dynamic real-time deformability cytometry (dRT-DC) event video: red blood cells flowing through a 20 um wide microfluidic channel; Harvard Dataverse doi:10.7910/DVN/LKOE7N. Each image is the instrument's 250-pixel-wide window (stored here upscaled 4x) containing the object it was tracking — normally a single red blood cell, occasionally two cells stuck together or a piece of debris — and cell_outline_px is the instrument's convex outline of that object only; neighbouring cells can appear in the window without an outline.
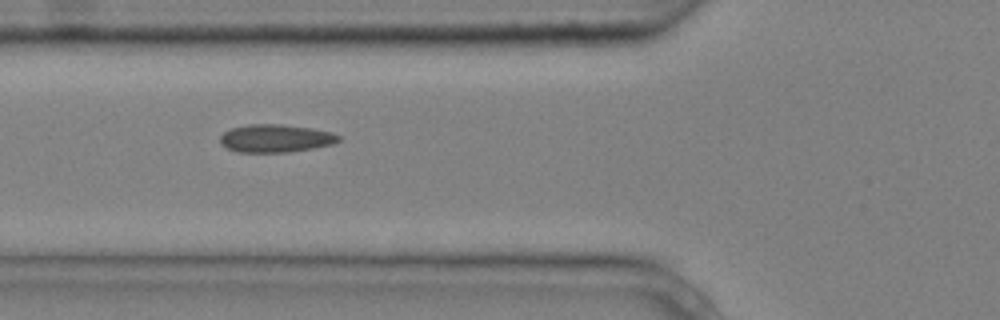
{"species": "common noctule bat (a hibernating species)", "species_latin": "Nyctalus noctula", "temperature_condition": "cold", "stored_images_in_passage": 6, "camera_frame_rate_fps": 3000, "um_per_image_px": 0.085, "animal": {"sex": "male", "body_mass_g": 20.4}, "frame": {"image": 1, "passage_image": 5, "time_ms": 1.333, "image_size_px": [1000, 320], "cell_outline_px": [[340, 140], [332, 144], [312, 148], [288, 152], [236, 152], [220, 144], [220, 136], [224, 132], [232, 128], [248, 124], [280, 124], [312, 128], [332, 132], [340, 136]], "centroid_in_image_um": [23.41, 11.75], "position_along_channel_um": 102.4, "area_um2": 19.25}}